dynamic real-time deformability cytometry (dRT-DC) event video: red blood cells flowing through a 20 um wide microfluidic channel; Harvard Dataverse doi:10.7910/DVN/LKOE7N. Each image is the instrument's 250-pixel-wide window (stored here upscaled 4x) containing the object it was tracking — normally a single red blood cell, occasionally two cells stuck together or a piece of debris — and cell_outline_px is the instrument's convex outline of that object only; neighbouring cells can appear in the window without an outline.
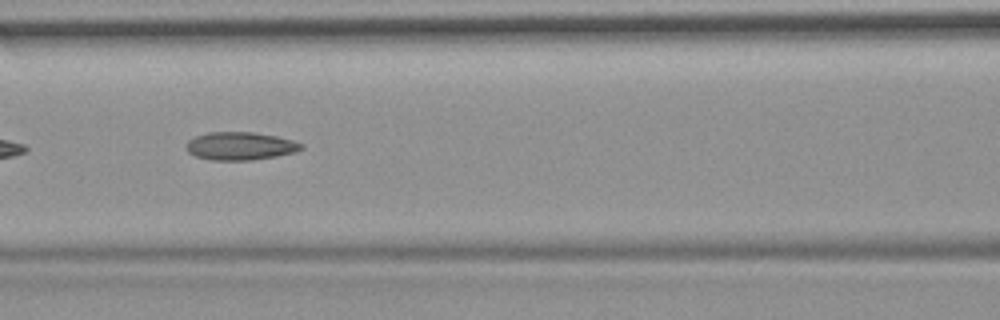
{"species": "common noctule bat (a hibernating species)", "species_latin": "Nyctalus noctula", "temperature_condition": "room temperature", "stored_images_in_passage": 9, "camera_frame_rate_fps": 3000, "um_per_image_px": 0.085, "animal": {"sex": "female", "body_mass_g": 19.9}, "frame": {"image": 1, "passage_image": 6, "time_ms": 6.333, "image_size_px": [1000, 320], "cell_outline_px": [[304, 148], [296, 152], [276, 156], [252, 160], [212, 160], [196, 156], [188, 152], [188, 140], [196, 136], [208, 132], [252, 132], [276, 136], [292, 140], [304, 144]], "centroid_in_image_um": [20.46, 12.41], "position_along_channel_um": 146.1, "area_um2": 18.67}}
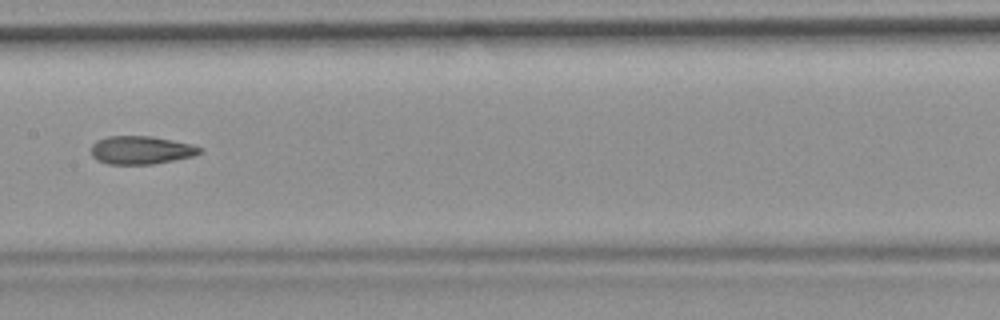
{"frame": {"image": 2, "passage_image": 7, "time_ms": 7.667, "image_size_px": [1000, 320], "cell_outline_px": [[204, 148], [200, 152], [192, 156], [152, 164], [108, 164], [96, 160], [92, 156], [92, 144], [96, 140], [108, 136], [152, 136], [192, 144]], "centroid_in_image_um": [11.96, 12.75], "position_along_channel_um": 195.4, "area_um2": 17.8}}
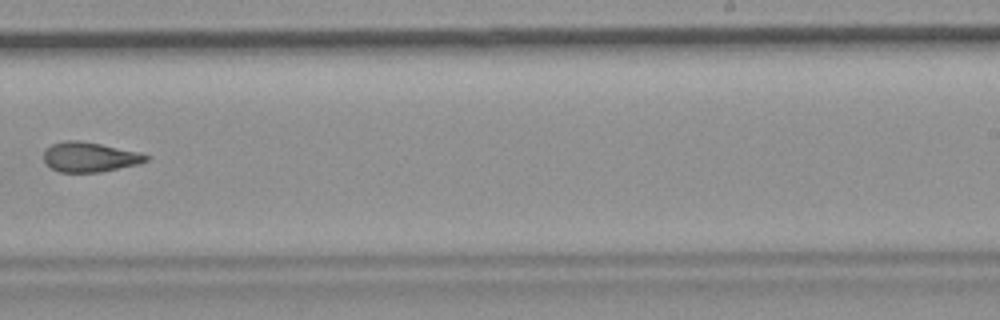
{"frame": {"image": 3, "passage_image": 9, "time_ms": 10.0, "image_size_px": [1000, 320], "cell_outline_px": [[148, 160], [136, 164], [100, 172], [60, 172], [52, 168], [44, 160], [44, 152], [52, 144], [64, 140], [76, 140], [100, 144], [140, 152], [148, 156]], "centroid_in_image_um": [7.61, 13.34], "position_along_channel_um": 281.4, "area_um2": 17.46}}